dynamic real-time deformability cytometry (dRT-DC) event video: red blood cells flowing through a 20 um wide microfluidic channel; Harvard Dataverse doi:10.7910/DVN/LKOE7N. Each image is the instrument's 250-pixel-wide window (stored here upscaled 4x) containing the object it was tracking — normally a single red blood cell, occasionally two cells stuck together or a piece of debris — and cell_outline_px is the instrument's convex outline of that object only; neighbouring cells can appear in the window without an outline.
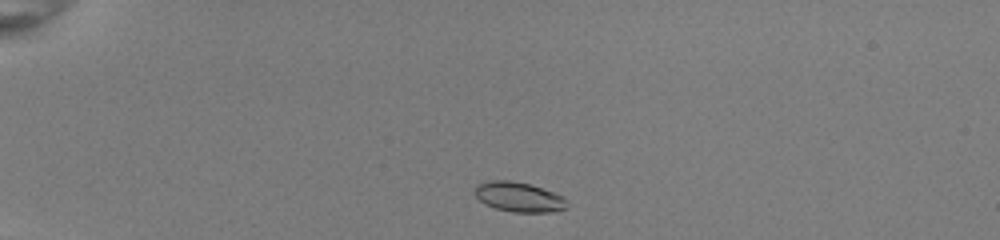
{"species": "common noctule bat (a hibernating species)", "species_latin": "Nyctalus noctula", "temperature_condition": "room temperature", "stored_images_in_passage": 40, "camera_frame_rate_fps": 3000, "um_per_image_px": 0.085, "animal": {"sex": "female", "body_mass_g": 22.0, "forearm_length_mm": 56.7}, "frame": {"image": 1, "passage_image": 2, "time_ms": 0.333, "image_size_px": [1000, 240], "cell_outline_px": [[568, 208], [556, 212], [512, 212], [496, 208], [484, 204], [472, 192], [476, 184], [488, 180], [512, 180], [528, 184], [564, 196], [568, 200]], "centroid_in_image_um": [44.1, 16.74], "position_along_channel_um": 40.9, "area_um2": 16.3}}
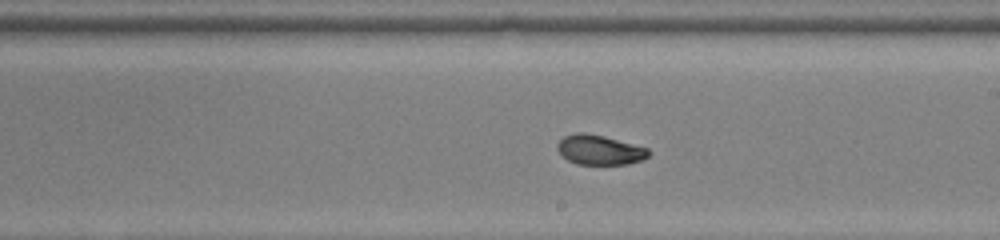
{"frame": {"image": 2, "passage_image": 21, "time_ms": 6.667, "image_size_px": [1000, 240], "cell_outline_px": [[652, 152], [648, 156], [640, 160], [628, 164], [576, 164], [568, 160], [556, 148], [556, 144], [564, 136], [576, 132], [584, 132], [604, 136], [648, 148]], "centroid_in_image_um": [50.96, 12.73], "position_along_channel_um": 238.0, "area_um2": 15.78}}
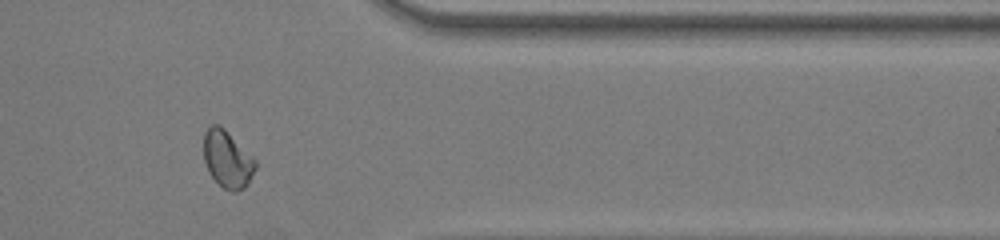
{"frame": {"image": 3, "passage_image": 33, "time_ms": 10.667, "image_size_px": [1000, 240], "cell_outline_px": [[256, 168], [248, 184], [244, 188], [236, 192], [232, 192], [224, 188], [208, 172], [204, 160], [204, 132], [212, 124], [220, 124], [256, 160]], "centroid_in_image_um": [19.33, 13.53], "position_along_channel_um": 392.1, "area_um2": 17.17}, "authors_computed_cell_mechanics": {"area_um2": 16.2129, "velocity_mm_per_s": 4.026, "shape_relaxation_time_tau1_ms": 5.4135, "shape_relaxation_time_tau2_ms": 1.3349, "deformation_change_tau1": 0.1743, "deformation_change_tau2": 0.0424}}